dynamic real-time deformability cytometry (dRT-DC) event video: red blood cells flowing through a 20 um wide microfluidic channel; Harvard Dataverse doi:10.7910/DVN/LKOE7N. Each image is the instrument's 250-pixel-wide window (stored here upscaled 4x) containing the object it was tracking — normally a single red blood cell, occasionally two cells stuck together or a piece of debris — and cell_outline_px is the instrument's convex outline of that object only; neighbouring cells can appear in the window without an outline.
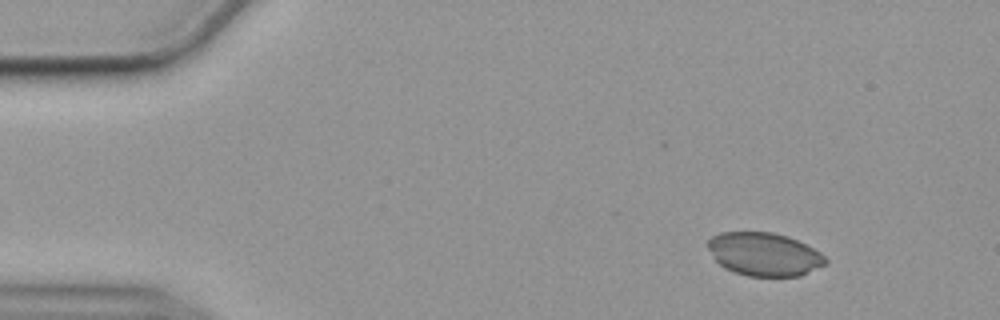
{"species": "common noctule bat (a hibernating species)", "species_latin": "Nyctalus noctula", "temperature_condition": "cold", "stored_images_in_passage": 52, "segment_of_instrument_passage": [1, 2], "camera_frame_rate_fps": 3000, "um_per_image_px": 0.085, "animal": {"sex": "female", "body_mass_g": 19.9}, "frame": {"image": 1, "passage_image": 1, "time_ms": 0.0, "image_size_px": [1000, 320], "cell_outline_px": [[828, 264], [800, 276], [748, 276], [724, 268], [712, 256], [708, 248], [708, 240], [712, 236], [720, 232], [772, 232], [788, 236], [820, 252], [828, 260]], "centroid_in_image_um": [64.97, 21.61], "position_along_channel_um": 20.0, "area_um2": 29.65}}
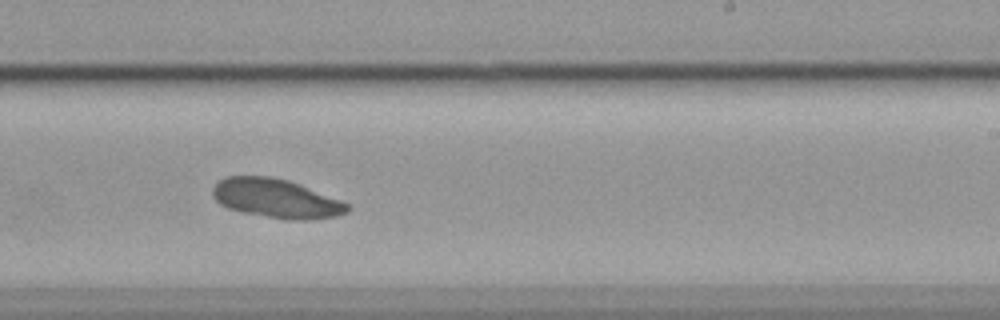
{"frame": {"image": 2, "passage_image": 29, "time_ms": 9.333, "image_size_px": [1000, 320], "cell_outline_px": [[352, 208], [348, 212], [336, 216], [308, 220], [284, 220], [240, 212], [228, 208], [220, 204], [212, 196], [212, 188], [220, 180], [228, 176], [268, 176], [288, 180], [300, 184], [352, 204]], "centroid_in_image_um": [23.51, 16.88], "position_along_channel_um": 265.5, "area_um2": 31.04}}
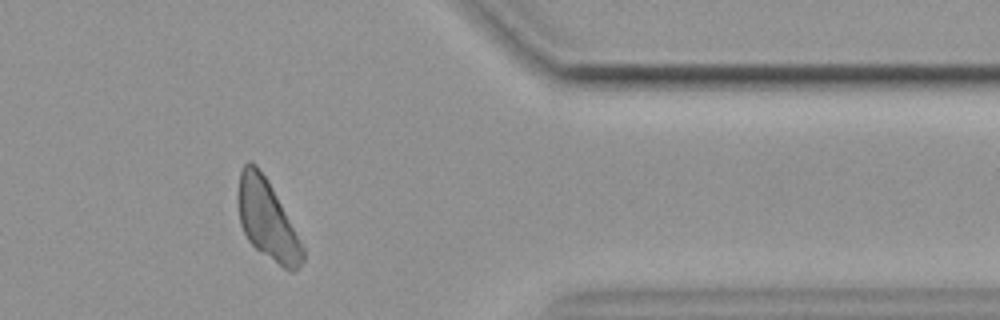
{"frame": {"image": 3, "passage_image": 41, "time_ms": 13.333, "image_size_px": [1000, 320], "cell_outline_px": [[304, 260], [292, 272], [284, 268], [256, 248], [248, 240], [240, 224], [236, 196], [240, 172], [244, 164], [248, 160], [256, 164], [268, 180], [304, 248]], "centroid_in_image_um": [22.67, 18.64], "position_along_channel_um": 388.7, "area_um2": 29.65}}